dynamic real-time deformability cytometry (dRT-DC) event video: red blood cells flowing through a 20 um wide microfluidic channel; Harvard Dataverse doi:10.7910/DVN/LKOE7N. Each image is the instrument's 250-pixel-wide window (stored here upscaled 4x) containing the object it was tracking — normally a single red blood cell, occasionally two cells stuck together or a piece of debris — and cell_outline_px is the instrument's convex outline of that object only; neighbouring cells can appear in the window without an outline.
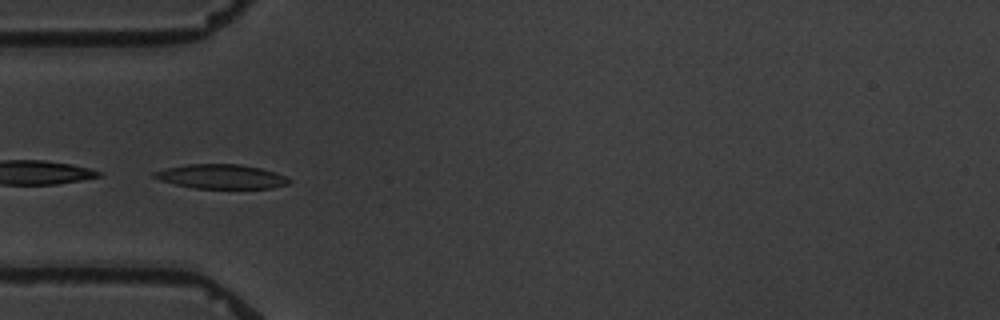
{"species": "common noctule bat (a hibernating species)", "species_latin": "Nyctalus noctula", "temperature_condition": "warm", "stored_images_in_passage": 5, "camera_frame_rate_fps": 3000, "um_per_image_px": 0.085, "animal": {"sex": "male", "body_mass_g": 19.5, "forearm_length_mm": 54.6}, "frame": {"image": 1, "passage_image": 3, "time_ms": 2.333, "image_size_px": [1000, 320], "cell_outline_px": [[292, 180], [288, 184], [272, 188], [192, 188], [160, 180], [152, 176], [152, 172], [164, 168], [188, 164], [240, 164], [260, 168], [276, 172], [288, 176]], "centroid_in_image_um": [18.82, 15.0], "position_along_channel_um": 66.2, "area_um2": 19.25}}